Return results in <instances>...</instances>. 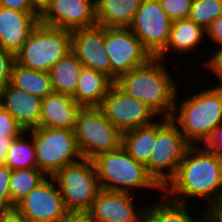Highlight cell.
<instances>
[{
	"label": "cell",
	"instance_id": "obj_5",
	"mask_svg": "<svg viewBox=\"0 0 222 222\" xmlns=\"http://www.w3.org/2000/svg\"><path fill=\"white\" fill-rule=\"evenodd\" d=\"M71 52V31L39 23L15 55L25 68L48 72Z\"/></svg>",
	"mask_w": 222,
	"mask_h": 222
},
{
	"label": "cell",
	"instance_id": "obj_25",
	"mask_svg": "<svg viewBox=\"0 0 222 222\" xmlns=\"http://www.w3.org/2000/svg\"><path fill=\"white\" fill-rule=\"evenodd\" d=\"M10 84L42 99L53 93L48 72L25 68L16 61L11 69Z\"/></svg>",
	"mask_w": 222,
	"mask_h": 222
},
{
	"label": "cell",
	"instance_id": "obj_3",
	"mask_svg": "<svg viewBox=\"0 0 222 222\" xmlns=\"http://www.w3.org/2000/svg\"><path fill=\"white\" fill-rule=\"evenodd\" d=\"M177 97L170 119L191 145L199 141L205 144L215 128L222 125V87L199 91L181 101Z\"/></svg>",
	"mask_w": 222,
	"mask_h": 222
},
{
	"label": "cell",
	"instance_id": "obj_20",
	"mask_svg": "<svg viewBox=\"0 0 222 222\" xmlns=\"http://www.w3.org/2000/svg\"><path fill=\"white\" fill-rule=\"evenodd\" d=\"M113 83L106 74L83 67L72 98L81 107L100 106Z\"/></svg>",
	"mask_w": 222,
	"mask_h": 222
},
{
	"label": "cell",
	"instance_id": "obj_31",
	"mask_svg": "<svg viewBox=\"0 0 222 222\" xmlns=\"http://www.w3.org/2000/svg\"><path fill=\"white\" fill-rule=\"evenodd\" d=\"M23 132L25 130L18 124L17 120L0 105V138L13 140Z\"/></svg>",
	"mask_w": 222,
	"mask_h": 222
},
{
	"label": "cell",
	"instance_id": "obj_18",
	"mask_svg": "<svg viewBox=\"0 0 222 222\" xmlns=\"http://www.w3.org/2000/svg\"><path fill=\"white\" fill-rule=\"evenodd\" d=\"M0 105L17 120L25 131L40 126L42 98L9 83L0 90Z\"/></svg>",
	"mask_w": 222,
	"mask_h": 222
},
{
	"label": "cell",
	"instance_id": "obj_30",
	"mask_svg": "<svg viewBox=\"0 0 222 222\" xmlns=\"http://www.w3.org/2000/svg\"><path fill=\"white\" fill-rule=\"evenodd\" d=\"M163 10L172 20L188 18L193 0H159Z\"/></svg>",
	"mask_w": 222,
	"mask_h": 222
},
{
	"label": "cell",
	"instance_id": "obj_39",
	"mask_svg": "<svg viewBox=\"0 0 222 222\" xmlns=\"http://www.w3.org/2000/svg\"><path fill=\"white\" fill-rule=\"evenodd\" d=\"M0 6L16 11H34L29 0H0Z\"/></svg>",
	"mask_w": 222,
	"mask_h": 222
},
{
	"label": "cell",
	"instance_id": "obj_4",
	"mask_svg": "<svg viewBox=\"0 0 222 222\" xmlns=\"http://www.w3.org/2000/svg\"><path fill=\"white\" fill-rule=\"evenodd\" d=\"M92 160L102 190L133 193L136 188H146L163 191L146 166L131 157L122 145L100 153Z\"/></svg>",
	"mask_w": 222,
	"mask_h": 222
},
{
	"label": "cell",
	"instance_id": "obj_13",
	"mask_svg": "<svg viewBox=\"0 0 222 222\" xmlns=\"http://www.w3.org/2000/svg\"><path fill=\"white\" fill-rule=\"evenodd\" d=\"M14 209L30 222H53L67 211L52 176L34 187Z\"/></svg>",
	"mask_w": 222,
	"mask_h": 222
},
{
	"label": "cell",
	"instance_id": "obj_28",
	"mask_svg": "<svg viewBox=\"0 0 222 222\" xmlns=\"http://www.w3.org/2000/svg\"><path fill=\"white\" fill-rule=\"evenodd\" d=\"M46 177L38 168L12 170L9 183L12 209Z\"/></svg>",
	"mask_w": 222,
	"mask_h": 222
},
{
	"label": "cell",
	"instance_id": "obj_10",
	"mask_svg": "<svg viewBox=\"0 0 222 222\" xmlns=\"http://www.w3.org/2000/svg\"><path fill=\"white\" fill-rule=\"evenodd\" d=\"M105 51L110 59L114 82L153 57L129 27H105Z\"/></svg>",
	"mask_w": 222,
	"mask_h": 222
},
{
	"label": "cell",
	"instance_id": "obj_33",
	"mask_svg": "<svg viewBox=\"0 0 222 222\" xmlns=\"http://www.w3.org/2000/svg\"><path fill=\"white\" fill-rule=\"evenodd\" d=\"M15 62V55L0 48V90L11 80V69Z\"/></svg>",
	"mask_w": 222,
	"mask_h": 222
},
{
	"label": "cell",
	"instance_id": "obj_24",
	"mask_svg": "<svg viewBox=\"0 0 222 222\" xmlns=\"http://www.w3.org/2000/svg\"><path fill=\"white\" fill-rule=\"evenodd\" d=\"M156 140V121L122 133V146L136 161L146 166Z\"/></svg>",
	"mask_w": 222,
	"mask_h": 222
},
{
	"label": "cell",
	"instance_id": "obj_22",
	"mask_svg": "<svg viewBox=\"0 0 222 222\" xmlns=\"http://www.w3.org/2000/svg\"><path fill=\"white\" fill-rule=\"evenodd\" d=\"M206 30L189 18L172 21L171 32L166 47L156 56L166 60V54L170 50L179 54H190L206 37ZM204 37V38H203ZM171 48V49H170Z\"/></svg>",
	"mask_w": 222,
	"mask_h": 222
},
{
	"label": "cell",
	"instance_id": "obj_41",
	"mask_svg": "<svg viewBox=\"0 0 222 222\" xmlns=\"http://www.w3.org/2000/svg\"><path fill=\"white\" fill-rule=\"evenodd\" d=\"M32 9L40 16L50 5L51 0H29Z\"/></svg>",
	"mask_w": 222,
	"mask_h": 222
},
{
	"label": "cell",
	"instance_id": "obj_37",
	"mask_svg": "<svg viewBox=\"0 0 222 222\" xmlns=\"http://www.w3.org/2000/svg\"><path fill=\"white\" fill-rule=\"evenodd\" d=\"M53 222H91V220L86 212L66 211Z\"/></svg>",
	"mask_w": 222,
	"mask_h": 222
},
{
	"label": "cell",
	"instance_id": "obj_26",
	"mask_svg": "<svg viewBox=\"0 0 222 222\" xmlns=\"http://www.w3.org/2000/svg\"><path fill=\"white\" fill-rule=\"evenodd\" d=\"M163 198L156 204L146 205L144 222H205L204 214L199 219L192 217L185 203L173 201L165 194Z\"/></svg>",
	"mask_w": 222,
	"mask_h": 222
},
{
	"label": "cell",
	"instance_id": "obj_42",
	"mask_svg": "<svg viewBox=\"0 0 222 222\" xmlns=\"http://www.w3.org/2000/svg\"><path fill=\"white\" fill-rule=\"evenodd\" d=\"M12 140L9 138H0V164H4L7 157V150L9 148L10 142Z\"/></svg>",
	"mask_w": 222,
	"mask_h": 222
},
{
	"label": "cell",
	"instance_id": "obj_7",
	"mask_svg": "<svg viewBox=\"0 0 222 222\" xmlns=\"http://www.w3.org/2000/svg\"><path fill=\"white\" fill-rule=\"evenodd\" d=\"M160 120L156 121L155 145L146 168L154 180L164 188L176 175L191 144L170 118Z\"/></svg>",
	"mask_w": 222,
	"mask_h": 222
},
{
	"label": "cell",
	"instance_id": "obj_17",
	"mask_svg": "<svg viewBox=\"0 0 222 222\" xmlns=\"http://www.w3.org/2000/svg\"><path fill=\"white\" fill-rule=\"evenodd\" d=\"M39 24L35 11H16L0 6V48L16 55Z\"/></svg>",
	"mask_w": 222,
	"mask_h": 222
},
{
	"label": "cell",
	"instance_id": "obj_36",
	"mask_svg": "<svg viewBox=\"0 0 222 222\" xmlns=\"http://www.w3.org/2000/svg\"><path fill=\"white\" fill-rule=\"evenodd\" d=\"M205 209V222H222V195Z\"/></svg>",
	"mask_w": 222,
	"mask_h": 222
},
{
	"label": "cell",
	"instance_id": "obj_38",
	"mask_svg": "<svg viewBox=\"0 0 222 222\" xmlns=\"http://www.w3.org/2000/svg\"><path fill=\"white\" fill-rule=\"evenodd\" d=\"M206 35H208L211 40L222 46V15L215 19L210 27L206 30Z\"/></svg>",
	"mask_w": 222,
	"mask_h": 222
},
{
	"label": "cell",
	"instance_id": "obj_19",
	"mask_svg": "<svg viewBox=\"0 0 222 222\" xmlns=\"http://www.w3.org/2000/svg\"><path fill=\"white\" fill-rule=\"evenodd\" d=\"M80 108L71 96L53 92L42 99L40 126L75 129Z\"/></svg>",
	"mask_w": 222,
	"mask_h": 222
},
{
	"label": "cell",
	"instance_id": "obj_29",
	"mask_svg": "<svg viewBox=\"0 0 222 222\" xmlns=\"http://www.w3.org/2000/svg\"><path fill=\"white\" fill-rule=\"evenodd\" d=\"M222 15V0H193L188 18L207 30Z\"/></svg>",
	"mask_w": 222,
	"mask_h": 222
},
{
	"label": "cell",
	"instance_id": "obj_11",
	"mask_svg": "<svg viewBox=\"0 0 222 222\" xmlns=\"http://www.w3.org/2000/svg\"><path fill=\"white\" fill-rule=\"evenodd\" d=\"M99 107L122 133L157 120V115L144 102L124 92L115 82Z\"/></svg>",
	"mask_w": 222,
	"mask_h": 222
},
{
	"label": "cell",
	"instance_id": "obj_27",
	"mask_svg": "<svg viewBox=\"0 0 222 222\" xmlns=\"http://www.w3.org/2000/svg\"><path fill=\"white\" fill-rule=\"evenodd\" d=\"M28 136L32 142H28ZM4 164L11 170L37 168L35 144L33 137H30L28 131L23 132L19 137L10 142Z\"/></svg>",
	"mask_w": 222,
	"mask_h": 222
},
{
	"label": "cell",
	"instance_id": "obj_12",
	"mask_svg": "<svg viewBox=\"0 0 222 222\" xmlns=\"http://www.w3.org/2000/svg\"><path fill=\"white\" fill-rule=\"evenodd\" d=\"M172 20L159 0H143L130 29L143 46L156 57L167 45Z\"/></svg>",
	"mask_w": 222,
	"mask_h": 222
},
{
	"label": "cell",
	"instance_id": "obj_34",
	"mask_svg": "<svg viewBox=\"0 0 222 222\" xmlns=\"http://www.w3.org/2000/svg\"><path fill=\"white\" fill-rule=\"evenodd\" d=\"M216 48V52L214 51L213 55L207 59V63L204 62V66H207L210 70H212L213 74H215L220 82L218 87H222V46ZM206 64V65H205Z\"/></svg>",
	"mask_w": 222,
	"mask_h": 222
},
{
	"label": "cell",
	"instance_id": "obj_35",
	"mask_svg": "<svg viewBox=\"0 0 222 222\" xmlns=\"http://www.w3.org/2000/svg\"><path fill=\"white\" fill-rule=\"evenodd\" d=\"M214 155L222 160V125L217 126L204 144Z\"/></svg>",
	"mask_w": 222,
	"mask_h": 222
},
{
	"label": "cell",
	"instance_id": "obj_40",
	"mask_svg": "<svg viewBox=\"0 0 222 222\" xmlns=\"http://www.w3.org/2000/svg\"><path fill=\"white\" fill-rule=\"evenodd\" d=\"M0 222H30L15 209L0 210Z\"/></svg>",
	"mask_w": 222,
	"mask_h": 222
},
{
	"label": "cell",
	"instance_id": "obj_14",
	"mask_svg": "<svg viewBox=\"0 0 222 222\" xmlns=\"http://www.w3.org/2000/svg\"><path fill=\"white\" fill-rule=\"evenodd\" d=\"M95 0H51L39 23L69 31L96 26Z\"/></svg>",
	"mask_w": 222,
	"mask_h": 222
},
{
	"label": "cell",
	"instance_id": "obj_16",
	"mask_svg": "<svg viewBox=\"0 0 222 222\" xmlns=\"http://www.w3.org/2000/svg\"><path fill=\"white\" fill-rule=\"evenodd\" d=\"M71 51L83 67L100 71L111 78V65L105 51V27L93 26L71 32Z\"/></svg>",
	"mask_w": 222,
	"mask_h": 222
},
{
	"label": "cell",
	"instance_id": "obj_9",
	"mask_svg": "<svg viewBox=\"0 0 222 222\" xmlns=\"http://www.w3.org/2000/svg\"><path fill=\"white\" fill-rule=\"evenodd\" d=\"M74 131L81 154L86 159L122 145V132L106 118L99 106L81 107Z\"/></svg>",
	"mask_w": 222,
	"mask_h": 222
},
{
	"label": "cell",
	"instance_id": "obj_23",
	"mask_svg": "<svg viewBox=\"0 0 222 222\" xmlns=\"http://www.w3.org/2000/svg\"><path fill=\"white\" fill-rule=\"evenodd\" d=\"M83 65L71 51L49 71L53 92L73 96Z\"/></svg>",
	"mask_w": 222,
	"mask_h": 222
},
{
	"label": "cell",
	"instance_id": "obj_32",
	"mask_svg": "<svg viewBox=\"0 0 222 222\" xmlns=\"http://www.w3.org/2000/svg\"><path fill=\"white\" fill-rule=\"evenodd\" d=\"M12 170L5 164H0V210L12 209L10 176Z\"/></svg>",
	"mask_w": 222,
	"mask_h": 222
},
{
	"label": "cell",
	"instance_id": "obj_6",
	"mask_svg": "<svg viewBox=\"0 0 222 222\" xmlns=\"http://www.w3.org/2000/svg\"><path fill=\"white\" fill-rule=\"evenodd\" d=\"M28 133L35 144L37 168L46 176L83 159L74 129L39 126Z\"/></svg>",
	"mask_w": 222,
	"mask_h": 222
},
{
	"label": "cell",
	"instance_id": "obj_21",
	"mask_svg": "<svg viewBox=\"0 0 222 222\" xmlns=\"http://www.w3.org/2000/svg\"><path fill=\"white\" fill-rule=\"evenodd\" d=\"M143 0H95L97 26L130 27Z\"/></svg>",
	"mask_w": 222,
	"mask_h": 222
},
{
	"label": "cell",
	"instance_id": "obj_2",
	"mask_svg": "<svg viewBox=\"0 0 222 222\" xmlns=\"http://www.w3.org/2000/svg\"><path fill=\"white\" fill-rule=\"evenodd\" d=\"M164 62L152 57L146 64L121 75L115 83L130 96L144 102L157 116L170 118L178 83L169 74Z\"/></svg>",
	"mask_w": 222,
	"mask_h": 222
},
{
	"label": "cell",
	"instance_id": "obj_1",
	"mask_svg": "<svg viewBox=\"0 0 222 222\" xmlns=\"http://www.w3.org/2000/svg\"><path fill=\"white\" fill-rule=\"evenodd\" d=\"M202 145H191L163 194L176 202L201 198L208 205L222 195V160Z\"/></svg>",
	"mask_w": 222,
	"mask_h": 222
},
{
	"label": "cell",
	"instance_id": "obj_8",
	"mask_svg": "<svg viewBox=\"0 0 222 222\" xmlns=\"http://www.w3.org/2000/svg\"><path fill=\"white\" fill-rule=\"evenodd\" d=\"M67 211L88 213L101 190L92 159L83 158L53 176Z\"/></svg>",
	"mask_w": 222,
	"mask_h": 222
},
{
	"label": "cell",
	"instance_id": "obj_15",
	"mask_svg": "<svg viewBox=\"0 0 222 222\" xmlns=\"http://www.w3.org/2000/svg\"><path fill=\"white\" fill-rule=\"evenodd\" d=\"M131 194L101 189L88 212L91 222H144L146 207L134 206Z\"/></svg>",
	"mask_w": 222,
	"mask_h": 222
}]
</instances>
